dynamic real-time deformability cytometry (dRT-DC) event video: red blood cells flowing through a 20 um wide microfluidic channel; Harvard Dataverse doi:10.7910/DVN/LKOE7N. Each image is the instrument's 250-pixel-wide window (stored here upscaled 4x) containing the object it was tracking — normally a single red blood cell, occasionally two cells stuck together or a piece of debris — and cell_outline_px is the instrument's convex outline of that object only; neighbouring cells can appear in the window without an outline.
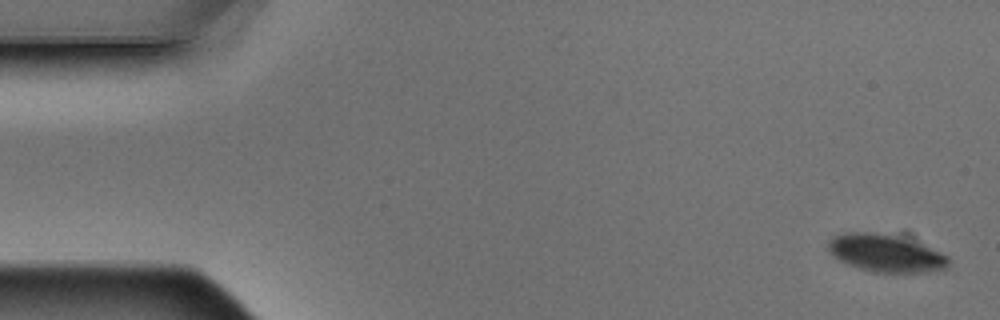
{"species": "Egyptian fruit bat (a non-hibernating species)", "species_latin": "Rousettus aegyptiacus", "temperature_condition": "warm", "stored_images_in_passage": 4, "camera_frame_rate_fps": 3000, "um_per_image_px": 0.085, "animal": {"sex": "male"}, "frame": {"image": 1, "passage_image": 1, "time_ms": 0.0, "image_size_px": [1000, 320], "cell_outline_px": [[948, 264], [944, 268], [924, 272], [872, 272], [848, 264], [840, 260], [828, 252], [828, 240], [832, 236], [844, 232], [872, 232], [892, 236], [924, 244], [948, 256]], "centroid_in_image_um": [75.23, 21.51], "position_along_channel_um": 9.8, "area_um2": 25.95}}
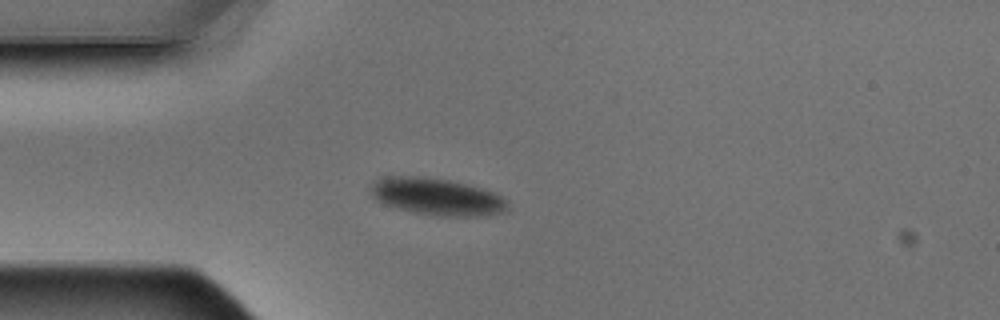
{"frame": {"image": 2, "passage_image": 4, "time_ms": 1.0, "image_size_px": [1000, 320], "cell_outline_px": [[508, 212], [484, 216], [436, 216], [412, 212], [384, 204], [376, 200], [372, 196], [372, 184], [376, 180], [388, 176], [416, 176], [448, 180], [484, 188], [508, 200]], "centroid_in_image_um": [37.18, 16.74], "position_along_channel_um": 47.8, "area_um2": 29.65}}